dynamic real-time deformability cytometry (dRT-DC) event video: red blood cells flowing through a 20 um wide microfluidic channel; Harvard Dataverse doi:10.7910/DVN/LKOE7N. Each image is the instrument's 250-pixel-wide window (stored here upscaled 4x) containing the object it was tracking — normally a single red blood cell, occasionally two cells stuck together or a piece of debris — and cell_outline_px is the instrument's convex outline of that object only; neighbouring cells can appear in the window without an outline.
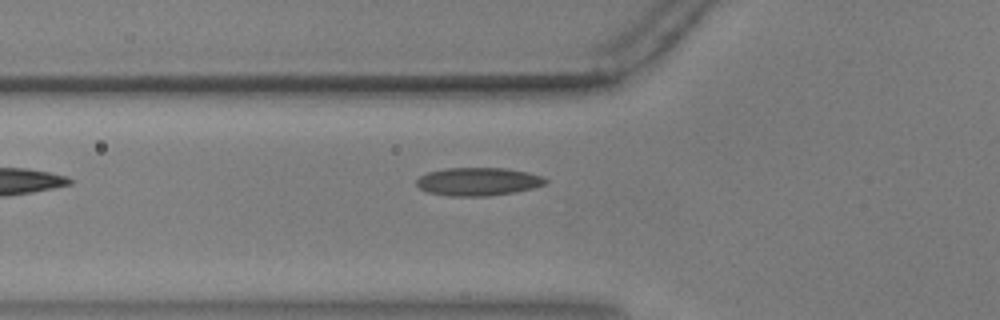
{"species": "common noctule bat (a hibernating species)", "species_latin": "Nyctalus noctula", "temperature_condition": "warm", "stored_images_in_passage": 38, "camera_frame_rate_fps": 3000, "um_per_image_px": 0.085, "animal": {"sex": "male", "body_mass_g": 17.9, "forearm_length_mm": 54.2}, "frame": {"image": 1, "passage_image": 2, "time_ms": 0.333, "image_size_px": [1000, 320], "cell_outline_px": [[548, 180], [544, 184], [532, 188], [512, 192], [488, 196], [448, 196], [428, 192], [420, 188], [416, 184], [416, 180], [420, 176], [428, 172], [448, 168], [504, 168], [544, 176]], "centroid_in_image_um": [40.61, 15.43], "position_along_channel_um": 85.2, "area_um2": 20.92}}
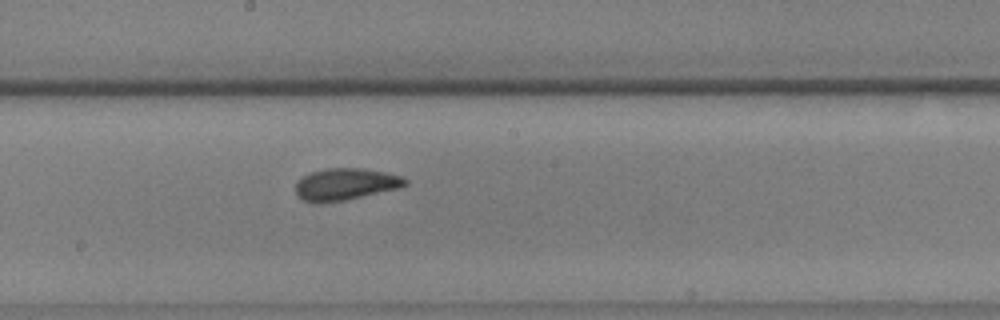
{"frame": {"image": 2, "passage_image": 13, "time_ms": 4.0, "image_size_px": [1000, 320], "cell_outline_px": [[408, 184], [400, 188], [344, 200], [320, 204], [304, 200], [296, 196], [296, 184], [304, 176], [312, 172], [324, 168], [364, 168], [404, 176], [408, 180]], "centroid_in_image_um": [29.39, 15.66], "position_along_channel_um": 218.8, "area_um2": 20.46}}
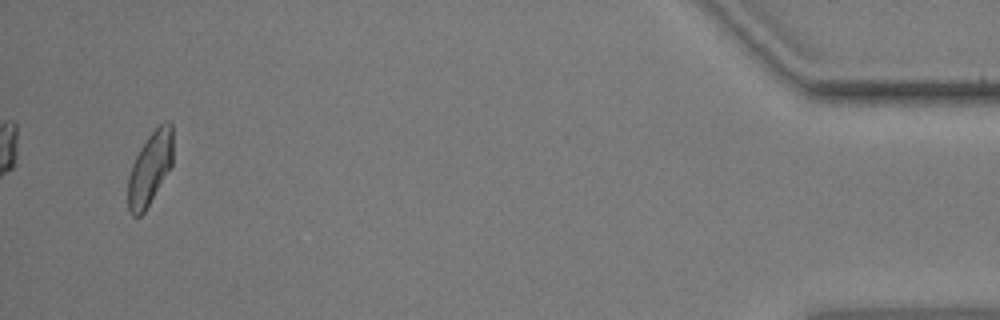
{"frame": {"image": 3, "passage_image": 36, "time_ms": 11.667, "image_size_px": [1000, 320], "cell_outline_px": [[172, 164], [144, 212], [140, 216], [132, 216], [128, 208], [128, 176], [132, 164], [140, 148], [148, 136], [160, 124], [168, 120], [172, 124]], "centroid_in_image_um": [12.73, 14.3], "position_along_channel_um": 422.5, "area_um2": 18.84}, "authors_computed_cell_mechanics": {"area_um2": 20.0566, "velocity_mm_per_s": 3.6296, "shape_relaxation_time_tau1_ms": 5.1607, "shape_relaxation_time_tau2_ms": 1.809, "deformation_change_tau1": 0.1272, "deformation_change_tau2": 0.065}}